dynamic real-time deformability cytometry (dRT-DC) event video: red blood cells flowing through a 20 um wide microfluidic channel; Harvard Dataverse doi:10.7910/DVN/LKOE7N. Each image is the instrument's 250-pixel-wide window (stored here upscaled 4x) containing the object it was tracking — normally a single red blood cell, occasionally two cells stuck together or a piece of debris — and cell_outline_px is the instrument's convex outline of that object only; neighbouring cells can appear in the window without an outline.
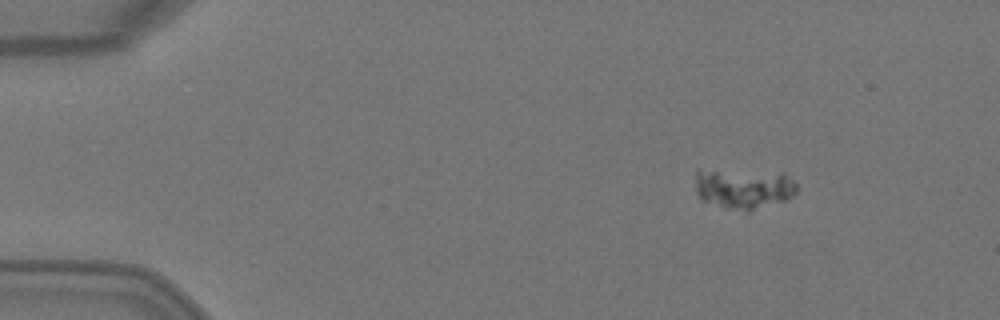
{"species": "Egyptian fruit bat (a non-hibernating species)", "species_latin": "Rousettus aegyptiacus", "temperature_condition": "warm", "stored_images_in_passage": 5, "camera_frame_rate_fps": 3000, "um_per_image_px": 0.085, "animal": {"sex": "female"}, "frame": {"image": 1, "passage_image": 2, "time_ms": 0.333, "image_size_px": [1000, 320], "cell_outline_px": [[796, 192], [792, 196], [784, 200], [748, 212], [724, 208], [704, 200], [696, 192], [696, 168], [784, 172], [796, 184]], "centroid_in_image_um": [63.19, 15.99], "position_along_channel_um": 21.8, "area_um2": 24.33}}
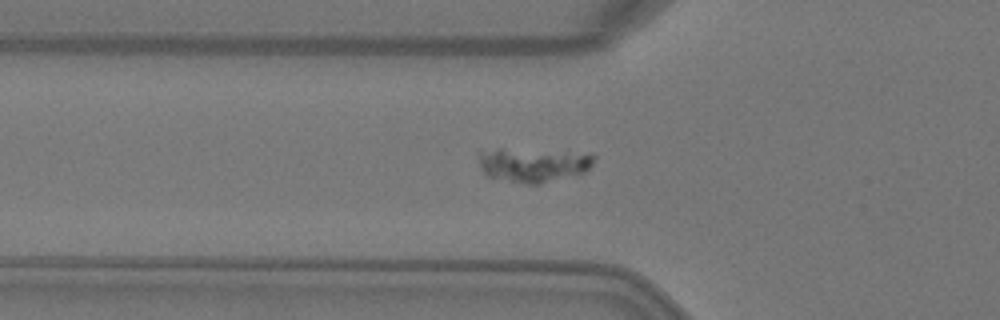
{"frame": {"image": 2, "passage_image": 5, "time_ms": 1.333, "image_size_px": [1000, 320], "cell_outline_px": [[596, 156], [592, 164], [584, 172], [540, 184], [524, 184], [484, 176], [480, 168], [480, 152], [500, 148]], "centroid_in_image_um": [45.21, 14.05], "position_along_channel_um": 80.6, "area_um2": 22.08}}